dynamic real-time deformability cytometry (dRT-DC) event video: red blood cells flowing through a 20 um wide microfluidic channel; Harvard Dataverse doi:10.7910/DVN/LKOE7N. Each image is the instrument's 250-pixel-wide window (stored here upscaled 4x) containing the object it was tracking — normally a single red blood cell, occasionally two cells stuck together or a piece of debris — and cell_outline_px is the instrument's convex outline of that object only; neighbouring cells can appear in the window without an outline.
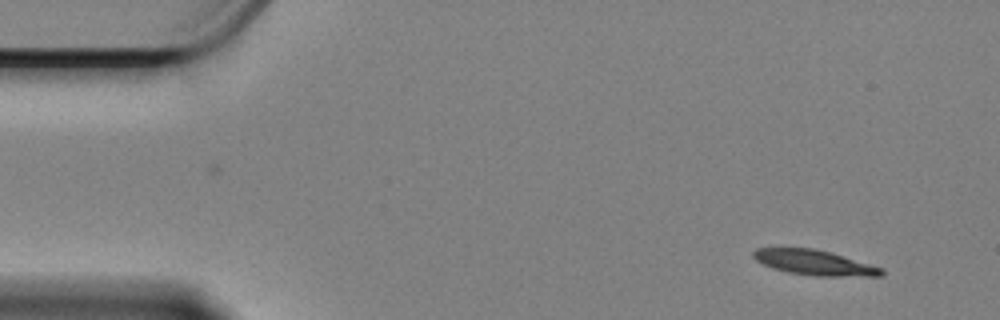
{"species": "Egyptian fruit bat (a non-hibernating species)", "species_latin": "Rousettus aegyptiacus", "temperature_condition": "cold", "stored_images_in_passage": 53, "camera_frame_rate_fps": 3000, "um_per_image_px": 0.085, "animal": {"sex": "female"}, "frame": {"image": 1, "passage_image": 1, "time_ms": 0.0, "image_size_px": [1000, 320], "cell_outline_px": [[884, 276], [816, 276], [788, 272], [772, 268], [756, 260], [752, 256], [752, 252], [756, 248], [812, 248], [832, 252], [884, 268]], "centroid_in_image_um": [69.26, 22.32], "position_along_channel_um": 15.7, "area_um2": 18.84}}
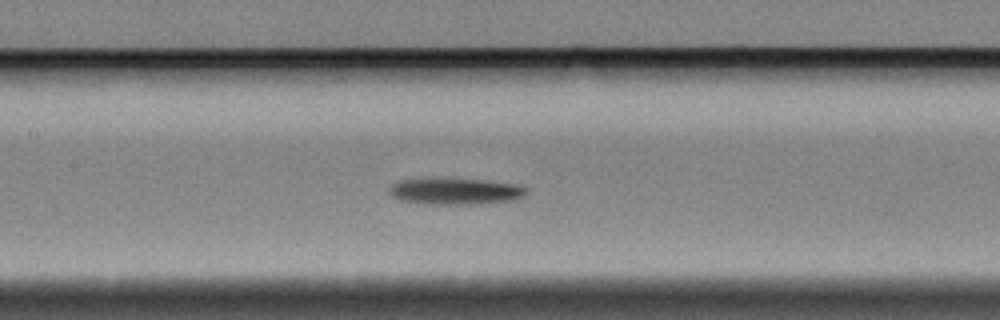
{"frame": {"image": 2, "passage_image": 23, "time_ms": 7.333, "image_size_px": [1000, 320], "cell_outline_px": [[528, 192], [524, 196], [516, 200], [472, 204], [428, 204], [400, 200], [392, 196], [388, 192], [388, 188], [396, 180], [432, 176], [488, 180], [516, 184], [528, 188]], "centroid_in_image_um": [38.66, 16.21], "position_along_channel_um": 168.7, "area_um2": 22.14}}
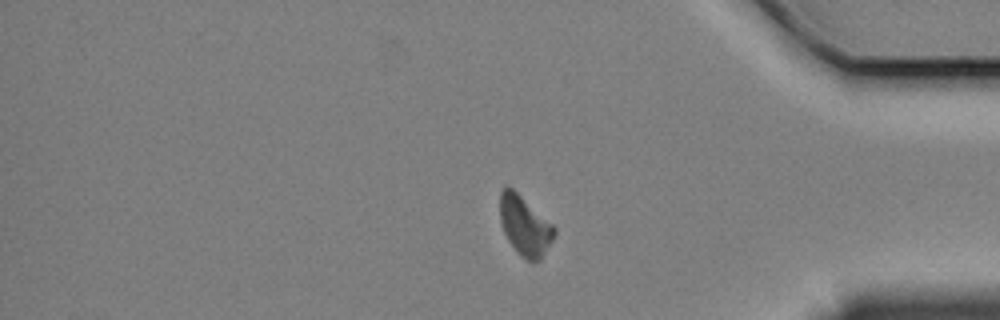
{"frame": {"image": 3, "passage_image": 45, "time_ms": 14.667, "image_size_px": [1000, 320], "cell_outline_px": [[556, 232], [552, 240], [540, 260], [528, 260], [520, 256], [516, 252], [508, 240], [504, 232], [500, 220], [500, 192], [504, 188], [512, 188], [552, 224], [556, 228]], "centroid_in_image_um": [44.6, 19.2], "position_along_channel_um": 390.6, "area_um2": 18.44}}